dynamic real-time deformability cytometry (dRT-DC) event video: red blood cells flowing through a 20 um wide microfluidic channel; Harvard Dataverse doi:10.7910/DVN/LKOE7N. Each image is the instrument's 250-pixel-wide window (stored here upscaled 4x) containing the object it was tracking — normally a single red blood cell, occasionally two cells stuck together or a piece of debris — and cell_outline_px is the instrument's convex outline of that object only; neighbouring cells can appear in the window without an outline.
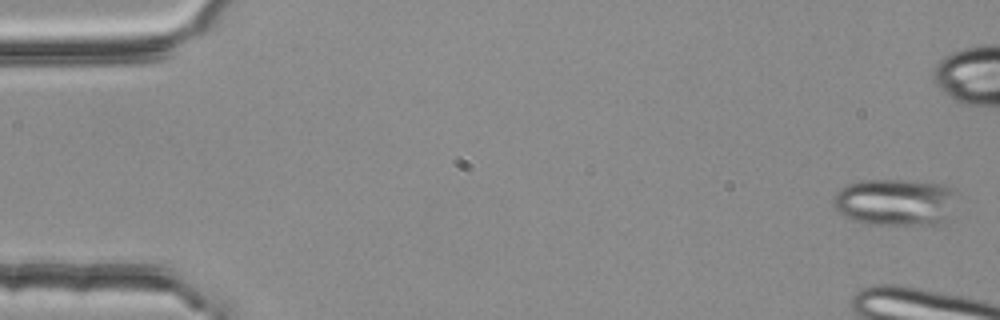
{"species": "common noctule bat (a hibernating species)", "species_latin": "Nyctalus noctula", "temperature_condition": "room temperature", "stored_images_in_passage": 4, "segment_of_instrument_passage": [2, 2], "camera_frame_rate_fps": 3000, "um_per_image_px": 0.085, "animal": {"sex": "female", "body_mass_g": 25.1}, "frame": {"image": 1, "passage_image": 4, "time_ms": 1.0, "image_size_px": [1000, 320], "cell_outline_px": [[960, 192], [940, 220], [936, 224], [864, 224], [844, 216], [832, 204], [832, 200], [836, 192], [840, 188], [848, 184], [860, 180], [916, 180], [940, 184], [952, 188]], "centroid_in_image_um": [76.02, 17.14], "position_along_channel_um": 9.0, "area_um2": 33.52}}